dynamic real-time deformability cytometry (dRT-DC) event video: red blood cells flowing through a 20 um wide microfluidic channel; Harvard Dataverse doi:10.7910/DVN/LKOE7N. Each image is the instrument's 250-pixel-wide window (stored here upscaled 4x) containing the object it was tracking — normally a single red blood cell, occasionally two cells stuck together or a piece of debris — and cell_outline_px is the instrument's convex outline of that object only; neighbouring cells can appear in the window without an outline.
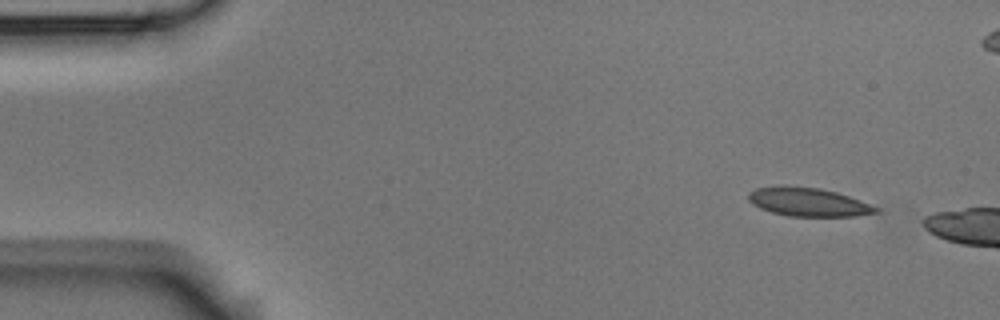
{"species": "Egyptian fruit bat (a non-hibernating species)", "species_latin": "Rousettus aegyptiacus", "temperature_condition": "room temperature", "stored_images_in_passage": 2, "camera_frame_rate_fps": 3000, "um_per_image_px": 0.085, "animal": {"sex": "male"}, "frame": {"image": 1, "passage_image": 1, "time_ms": 0.0, "image_size_px": [1000, 320], "cell_outline_px": [[876, 212], [856, 216], [788, 216], [772, 212], [760, 208], [752, 204], [748, 200], [748, 192], [756, 188], [780, 184], [784, 184], [820, 188], [836, 192], [860, 200], [876, 208]], "centroid_in_image_um": [68.59, 17.14], "position_along_channel_um": 16.4, "area_um2": 21.27}}